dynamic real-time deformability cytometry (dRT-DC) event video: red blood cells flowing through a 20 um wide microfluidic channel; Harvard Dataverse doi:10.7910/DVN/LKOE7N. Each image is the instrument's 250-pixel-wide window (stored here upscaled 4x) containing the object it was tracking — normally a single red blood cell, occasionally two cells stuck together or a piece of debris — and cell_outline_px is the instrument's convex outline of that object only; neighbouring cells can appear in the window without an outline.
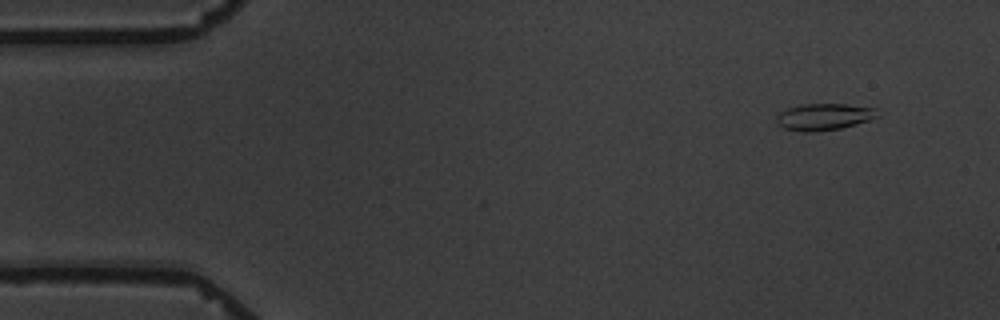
{"species": "common noctule bat (a hibernating species)", "species_latin": "Nyctalus noctula", "temperature_condition": "warm", "stored_images_in_passage": 7, "camera_frame_rate_fps": 3000, "um_per_image_px": 0.085, "animal": {"sex": "male", "body_mass_g": 19.5, "forearm_length_mm": 54.6}, "frame": {"image": 1, "passage_image": 7, "time_ms": 7.0, "image_size_px": [1000, 320], "cell_outline_px": [[880, 116], [856, 124], [840, 128], [816, 132], [800, 132], [784, 128], [776, 124], [776, 116], [780, 112], [788, 108], [804, 104], [844, 104], [876, 108]], "centroid_in_image_um": [70.02, 9.94], "position_along_channel_um": 15.0, "area_um2": 15.78}}